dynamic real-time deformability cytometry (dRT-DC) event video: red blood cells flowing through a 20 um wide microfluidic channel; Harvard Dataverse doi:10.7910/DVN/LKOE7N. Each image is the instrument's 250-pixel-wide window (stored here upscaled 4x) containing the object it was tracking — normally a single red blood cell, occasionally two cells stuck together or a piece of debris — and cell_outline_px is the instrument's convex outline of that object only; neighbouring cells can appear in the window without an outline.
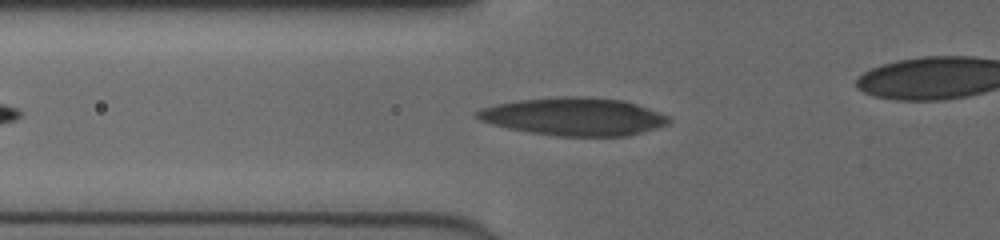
{"species": "human", "species_latin": "Homo sapiens", "temperature_condition": "cold", "stored_images_in_passage": 34, "camera_frame_rate_fps": 3000, "um_per_image_px": 0.085, "donor": {"sex": "female"}, "frame": {"image": 1, "passage_image": 7, "time_ms": 2.0, "image_size_px": [1000, 240], "cell_outline_px": [[668, 124], [656, 128], [628, 136], [556, 136], [528, 132], [508, 128], [492, 124], [480, 120], [476, 116], [476, 112], [480, 108], [496, 104], [520, 100], [560, 96], [588, 96], [624, 100], [660, 112], [668, 116]], "centroid_in_image_um": [48.78, 9.9], "position_along_channel_um": 77.0, "area_um2": 42.31}}
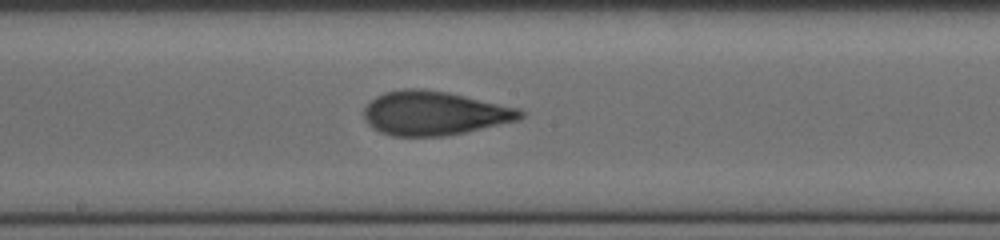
{"frame": {"image": 2, "passage_image": 17, "time_ms": 5.333, "image_size_px": [1000, 240], "cell_outline_px": [[524, 116], [520, 120], [464, 132], [444, 136], [392, 136], [380, 132], [372, 128], [364, 120], [364, 108], [376, 96], [384, 92], [404, 88], [424, 88], [448, 92], [520, 108], [524, 112]], "centroid_in_image_um": [36.91, 9.61], "position_along_channel_um": 211.3, "area_um2": 40.34}}
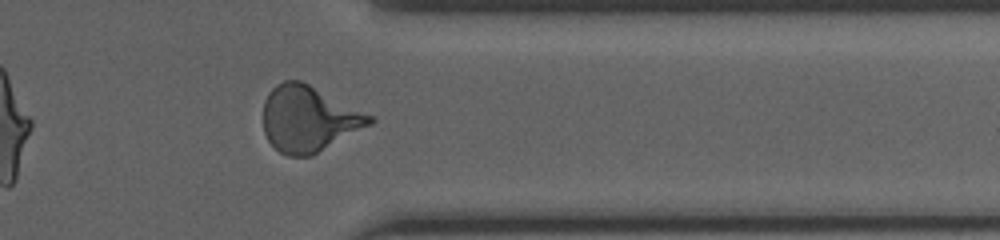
{"frame": {"image": 3, "passage_image": 30, "time_ms": 9.667, "image_size_px": [1000, 240], "cell_outline_px": [[376, 120], [372, 124], [312, 156], [288, 156], [280, 152], [268, 140], [264, 132], [264, 100], [268, 92], [276, 84], [284, 80], [300, 80], [376, 116]], "centroid_in_image_um": [26.27, 10.1], "position_along_channel_um": 385.1, "area_um2": 41.1}}